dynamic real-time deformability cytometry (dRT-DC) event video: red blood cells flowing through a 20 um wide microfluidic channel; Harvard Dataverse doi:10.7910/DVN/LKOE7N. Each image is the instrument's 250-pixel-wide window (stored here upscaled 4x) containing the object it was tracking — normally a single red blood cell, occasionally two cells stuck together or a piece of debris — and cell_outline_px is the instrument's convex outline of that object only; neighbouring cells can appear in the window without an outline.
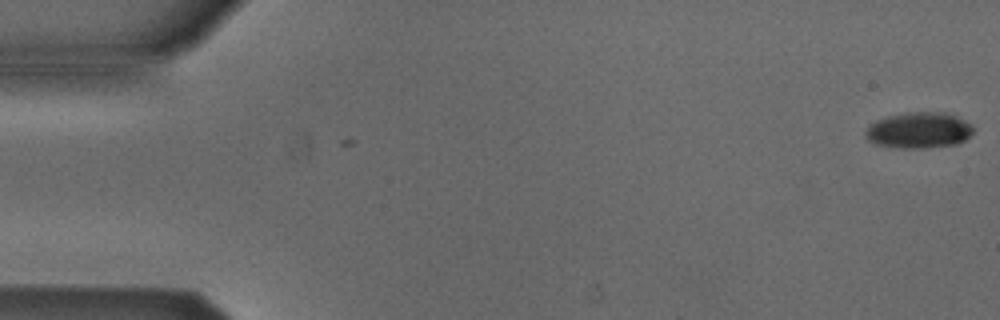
{"species": "Egyptian fruit bat (a non-hibernating species)", "species_latin": "Rousettus aegyptiacus", "temperature_condition": "cold", "stored_images_in_passage": 4, "camera_frame_rate_fps": 3000, "um_per_image_px": 0.085, "animal": {"sex": "male"}, "frame": {"image": 1, "passage_image": 1, "time_ms": 0.0, "image_size_px": [1000, 320], "cell_outline_px": [[972, 132], [964, 140], [956, 144], [920, 148], [904, 148], [876, 144], [868, 140], [864, 136], [864, 132], [872, 124], [888, 116], [908, 112], [944, 112], [956, 116], [972, 124]], "centroid_in_image_um": [78.11, 11.07], "position_along_channel_um": 6.9, "area_um2": 22.25}}